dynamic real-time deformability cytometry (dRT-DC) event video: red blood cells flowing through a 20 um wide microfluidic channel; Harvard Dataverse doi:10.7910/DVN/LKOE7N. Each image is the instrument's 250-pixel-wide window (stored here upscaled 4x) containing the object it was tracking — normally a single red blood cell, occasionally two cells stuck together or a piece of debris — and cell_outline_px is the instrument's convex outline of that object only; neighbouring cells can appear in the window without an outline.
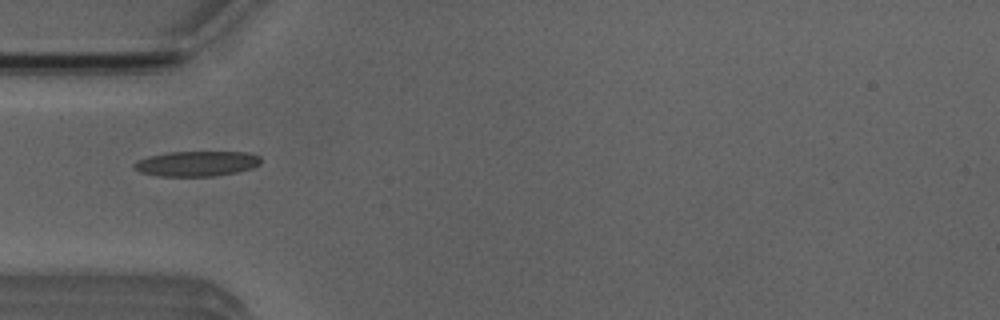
{"species": "Egyptian fruit bat (a non-hibernating species)", "species_latin": "Rousettus aegyptiacus", "temperature_condition": "room temperature", "stored_images_in_passage": 5, "camera_frame_rate_fps": 3000, "um_per_image_px": 0.085, "animal": {"sex": "male"}, "frame": {"image": 1, "passage_image": 4, "time_ms": 4.333, "image_size_px": [1000, 320], "cell_outline_px": [[260, 164], [252, 168], [236, 172], [212, 176], [160, 176], [140, 172], [132, 168], [132, 164], [136, 160], [148, 156], [168, 152], [248, 152], [260, 156]], "centroid_in_image_um": [16.68, 13.9], "position_along_channel_um": 68.3, "area_um2": 18.67}}